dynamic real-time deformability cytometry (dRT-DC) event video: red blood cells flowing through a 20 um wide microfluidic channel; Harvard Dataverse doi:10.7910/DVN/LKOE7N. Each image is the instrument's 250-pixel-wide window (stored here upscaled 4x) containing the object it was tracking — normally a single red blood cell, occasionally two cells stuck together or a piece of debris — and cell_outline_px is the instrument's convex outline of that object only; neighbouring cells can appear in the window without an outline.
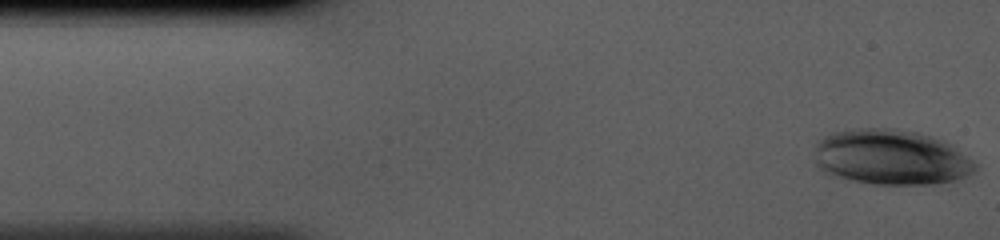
{"species": "human", "species_latin": "Homo sapiens", "temperature_condition": "cold", "stored_images_in_passage": 40, "camera_frame_rate_fps": 3000, "um_per_image_px": 0.085, "donor": {"sex": "male"}, "frame": {"image": 1, "passage_image": 1, "time_ms": 0.0, "image_size_px": [1000, 240], "cell_outline_px": [[980, 164], [976, 172], [960, 180], [936, 184], [872, 184], [832, 176], [816, 168], [816, 144], [824, 136], [832, 132], [856, 128], [892, 128], [916, 132], [932, 136], [944, 140], [952, 144]], "centroid_in_image_um": [75.81, 13.38], "position_along_channel_um": 9.2, "area_um2": 52.71}}
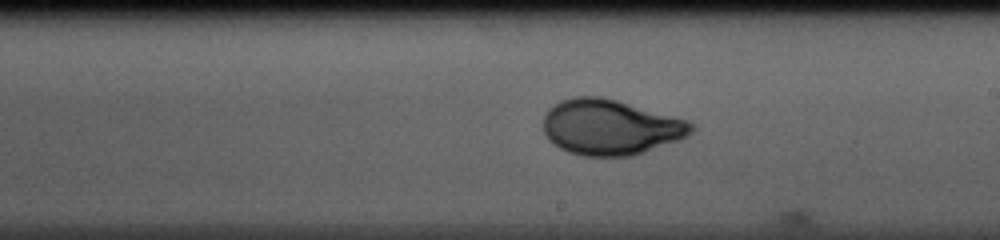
{"frame": {"image": 2, "passage_image": 23, "time_ms": 7.333, "image_size_px": [1000, 240], "cell_outline_px": [[696, 128], [688, 136], [680, 140], [632, 156], [584, 156], [568, 152], [552, 144], [548, 140], [544, 132], [544, 116], [548, 108], [560, 100], [576, 96], [600, 96], [616, 100], [688, 120], [696, 124]], "centroid_in_image_um": [51.89, 10.81], "position_along_channel_um": 237.1, "area_um2": 48.15}}
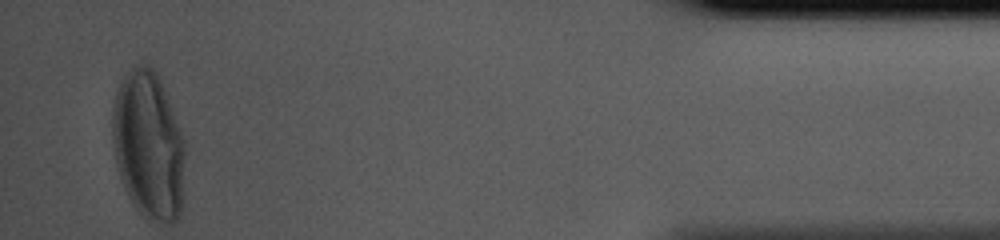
{"frame": {"image": 3, "passage_image": 40, "time_ms": 13.0, "image_size_px": [1000, 240], "cell_outline_px": [[184, 156], [180, 216], [176, 224], [168, 224], [144, 220], [140, 216], [128, 196], [124, 188], [120, 176], [116, 160], [112, 136], [112, 108], [116, 92], [120, 80], [124, 72], [128, 68], [136, 64], [148, 64], [156, 72], [160, 80], [184, 140]], "centroid_in_image_um": [12.59, 12.38], "position_along_channel_um": 422.6, "area_um2": 63.12}}